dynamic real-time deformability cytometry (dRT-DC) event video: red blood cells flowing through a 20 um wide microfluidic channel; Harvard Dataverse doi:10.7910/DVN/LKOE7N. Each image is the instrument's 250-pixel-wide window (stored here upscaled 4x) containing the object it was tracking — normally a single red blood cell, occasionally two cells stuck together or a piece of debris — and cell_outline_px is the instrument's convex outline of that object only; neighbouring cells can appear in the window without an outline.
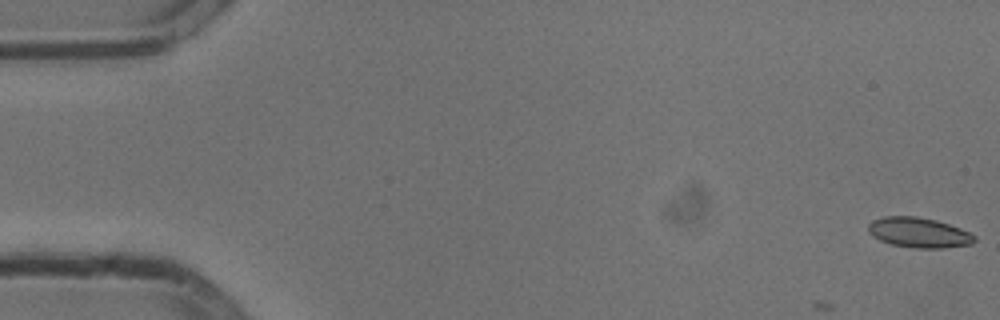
{"species": "common noctule bat (a hibernating species)", "species_latin": "Nyctalus noctula", "temperature_condition": "cold", "stored_images_in_passage": 7, "camera_frame_rate_fps": 3000, "um_per_image_px": 0.085, "animal": {"sex": "male", "body_mass_g": 13.3}, "frame": {"image": 1, "passage_image": 1, "time_ms": 0.0, "image_size_px": [1000, 320], "cell_outline_px": [[976, 240], [972, 244], [944, 248], [912, 248], [892, 244], [880, 240], [872, 236], [868, 232], [868, 224], [872, 220], [884, 216], [916, 216], [936, 220], [960, 228], [976, 236]], "centroid_in_image_um": [78.09, 19.77], "position_along_channel_um": 6.9, "area_um2": 18.73}}